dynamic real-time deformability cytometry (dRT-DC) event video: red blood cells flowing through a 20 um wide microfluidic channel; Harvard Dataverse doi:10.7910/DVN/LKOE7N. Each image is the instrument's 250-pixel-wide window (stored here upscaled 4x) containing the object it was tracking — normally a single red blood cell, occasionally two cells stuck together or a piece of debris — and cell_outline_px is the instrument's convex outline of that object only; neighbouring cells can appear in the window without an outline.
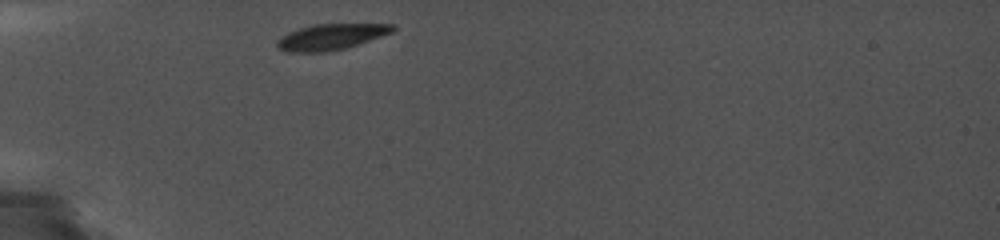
{"species": "common noctule bat (a hibernating species)", "species_latin": "Nyctalus noctula", "temperature_condition": "cold", "stored_images_in_passage": 36, "camera_frame_rate_fps": 5000, "um_per_image_px": 0.085, "animal": {"sex": "female", "body_mass_g": 19.0, "forearm_length_mm": 56.7}, "frame": {"image": 1, "passage_image": 1, "time_ms": 0.0, "image_size_px": [1000, 240], "cell_outline_px": [[396, 28], [392, 32], [344, 48], [328, 52], [288, 52], [276, 48], [276, 40], [288, 32], [312, 24], [396, 24]], "centroid_in_image_um": [28.08, 3.13], "position_along_channel_um": 56.9, "area_um2": 17.34}}
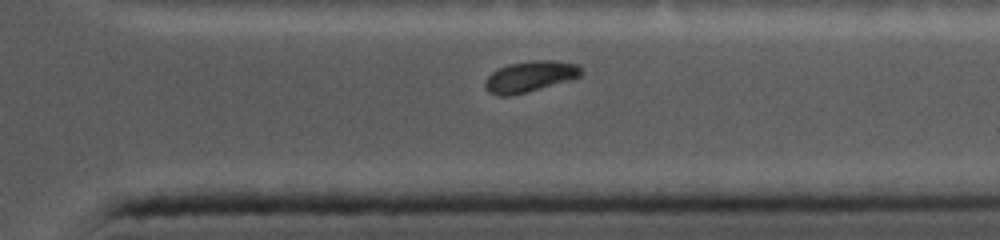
{"frame": {"image": 2, "passage_image": 29, "time_ms": 8.8, "image_size_px": [1000, 240], "cell_outline_px": [[584, 72], [580, 76], [572, 80], [528, 92], [512, 96], [500, 96], [488, 92], [484, 88], [484, 80], [492, 72], [508, 64], [532, 60], [552, 60], [580, 64]], "centroid_in_image_um": [45.08, 6.51], "position_along_channel_um": 366.3, "area_um2": 17.74}}
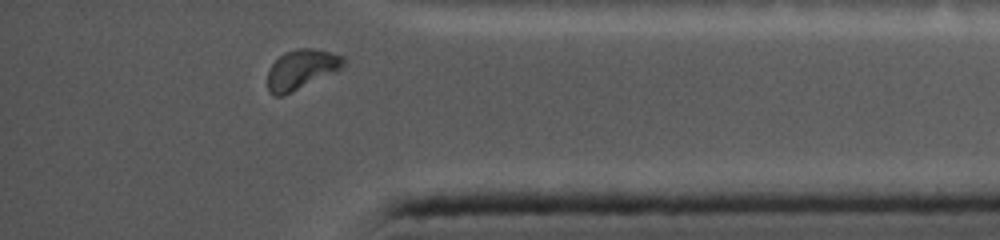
{"frame": {"image": 3, "passage_image": 33, "time_ms": 10.0, "image_size_px": [1000, 240], "cell_outline_px": [[348, 60], [340, 68], [292, 92], [280, 96], [276, 96], [268, 88], [268, 68], [284, 52], [300, 48], [312, 48], [332, 52], [344, 56]], "centroid_in_image_um": [25.62, 5.86], "position_along_channel_um": 409.6, "area_um2": 17.22}}